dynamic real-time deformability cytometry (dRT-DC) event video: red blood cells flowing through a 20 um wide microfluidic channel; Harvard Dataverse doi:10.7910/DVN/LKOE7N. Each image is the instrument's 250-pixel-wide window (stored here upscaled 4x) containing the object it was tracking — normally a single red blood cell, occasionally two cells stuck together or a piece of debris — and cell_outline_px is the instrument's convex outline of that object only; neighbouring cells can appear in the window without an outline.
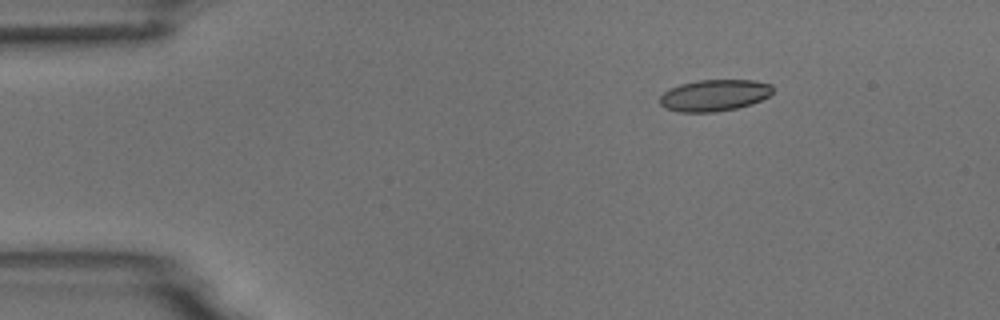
{"species": "common noctule bat (a hibernating species)", "species_latin": "Nyctalus noctula", "temperature_condition": "room temperature", "stored_images_in_passage": 4, "camera_frame_rate_fps": 3000, "um_per_image_px": 0.085, "animal": {"sex": "male", "body_mass_g": 18.8}, "frame": {"image": 1, "passage_image": 2, "time_ms": 2.0, "image_size_px": [1000, 320], "cell_outline_px": [[772, 92], [768, 96], [760, 100], [736, 108], [716, 112], [680, 112], [664, 108], [660, 104], [660, 96], [668, 88], [680, 84], [700, 80], [752, 80], [772, 84]], "centroid_in_image_um": [60.67, 8.1], "position_along_channel_um": 24.3, "area_um2": 20.69}}